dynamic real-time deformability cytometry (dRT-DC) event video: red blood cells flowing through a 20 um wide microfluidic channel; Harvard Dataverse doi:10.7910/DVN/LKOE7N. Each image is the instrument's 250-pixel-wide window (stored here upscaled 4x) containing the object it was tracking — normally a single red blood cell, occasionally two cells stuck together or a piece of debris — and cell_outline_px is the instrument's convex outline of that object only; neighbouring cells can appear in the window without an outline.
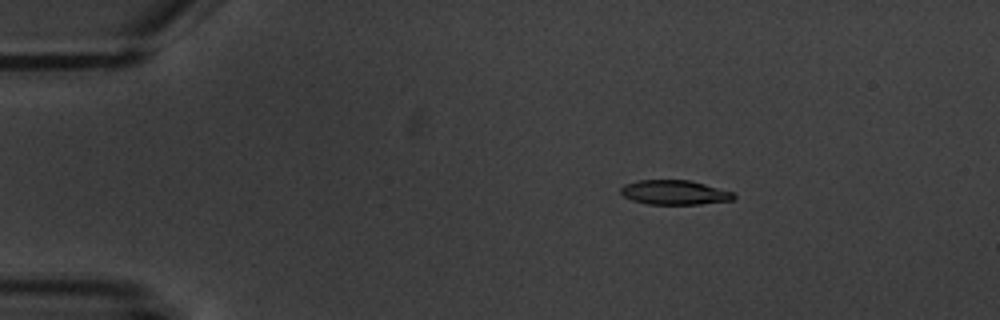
{"species": "common noctule bat (a hibernating species)", "species_latin": "Nyctalus noctula", "temperature_condition": "warm", "stored_images_in_passage": 6, "camera_frame_rate_fps": 3000, "um_per_image_px": 0.085, "animal": {"sex": "male", "body_mass_g": 20.1, "forearm_length_mm": 53.5}, "frame": {"image": 1, "passage_image": 4, "time_ms": 3.333, "image_size_px": [1000, 320], "cell_outline_px": [[736, 196], [732, 200], [700, 204], [648, 204], [632, 200], [624, 196], [620, 192], [620, 188], [624, 184], [640, 180], [688, 180], [736, 192]], "centroid_in_image_um": [57.35, 16.35], "position_along_channel_um": 27.6, "area_um2": 16.13}}